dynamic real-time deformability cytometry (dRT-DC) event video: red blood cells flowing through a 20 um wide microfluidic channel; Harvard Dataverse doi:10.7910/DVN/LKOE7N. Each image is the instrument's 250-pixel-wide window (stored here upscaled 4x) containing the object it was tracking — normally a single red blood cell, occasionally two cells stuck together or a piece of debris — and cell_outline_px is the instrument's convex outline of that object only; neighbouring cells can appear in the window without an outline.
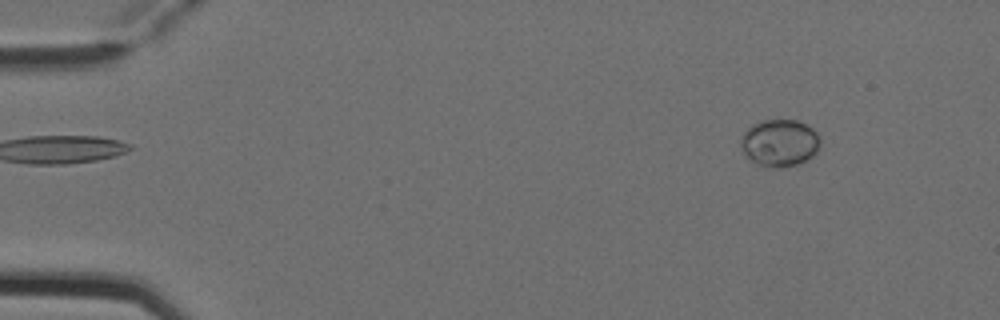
{"species": "Egyptian fruit bat (a non-hibernating species)", "species_latin": "Rousettus aegyptiacus", "temperature_condition": "cold", "stored_images_in_passage": 3, "camera_frame_rate_fps": 3000, "um_per_image_px": 0.085, "animal": {"sex": "female"}, "frame": {"image": 1, "passage_image": 1, "time_ms": 0.0, "image_size_px": [1000, 320], "cell_outline_px": [[820, 144], [816, 152], [812, 156], [796, 164], [780, 168], [764, 168], [756, 164], [744, 152], [740, 144], [740, 140], [744, 132], [752, 124], [764, 120], [796, 120], [808, 124], [816, 132], [820, 140]], "centroid_in_image_um": [66.26, 12.15], "position_along_channel_um": 18.7, "area_um2": 21.85}}